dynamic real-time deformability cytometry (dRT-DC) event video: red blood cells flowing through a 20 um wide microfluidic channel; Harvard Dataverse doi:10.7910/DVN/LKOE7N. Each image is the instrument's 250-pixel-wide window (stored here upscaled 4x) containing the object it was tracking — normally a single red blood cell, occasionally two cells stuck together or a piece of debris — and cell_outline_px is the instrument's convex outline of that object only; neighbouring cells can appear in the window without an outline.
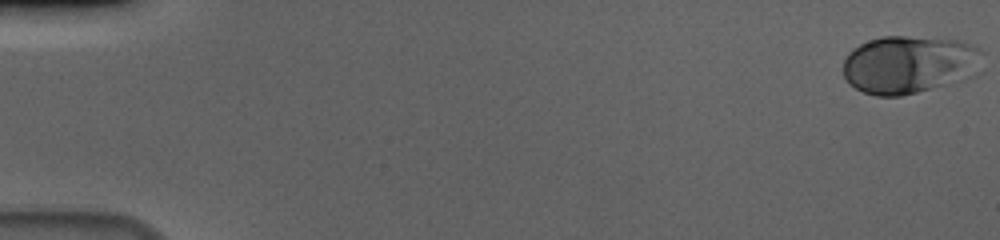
{"species": "human", "species_latin": "Homo sapiens", "temperature_condition": "cold", "stored_images_in_passage": 57, "camera_frame_rate_fps": 3000, "um_per_image_px": 0.085, "donor": {"sex": "male"}, "frame": {"image": 1, "passage_image": 1, "time_ms": 0.0, "image_size_px": [1000, 240], "cell_outline_px": [[984, 52], [972, 76], [960, 80], [916, 92], [900, 96], [876, 96], [864, 92], [856, 88], [844, 76], [844, 60], [848, 52], [852, 48], [868, 40], [880, 36], [908, 36], [960, 40], [976, 44]], "centroid_in_image_um": [77.28, 5.45], "position_along_channel_um": 7.7, "area_um2": 46.99}}
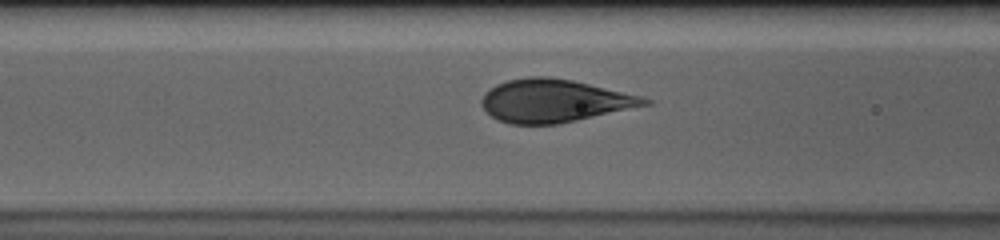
{"frame": {"image": 2, "passage_image": 24, "time_ms": 7.667, "image_size_px": [1000, 240], "cell_outline_px": [[652, 104], [560, 124], [508, 124], [492, 116], [480, 104], [480, 100], [496, 84], [508, 80], [528, 76], [548, 76], [572, 80], [640, 96], [652, 100]], "centroid_in_image_um": [47.11, 8.57], "position_along_channel_um": 119.5, "area_um2": 40.52}}
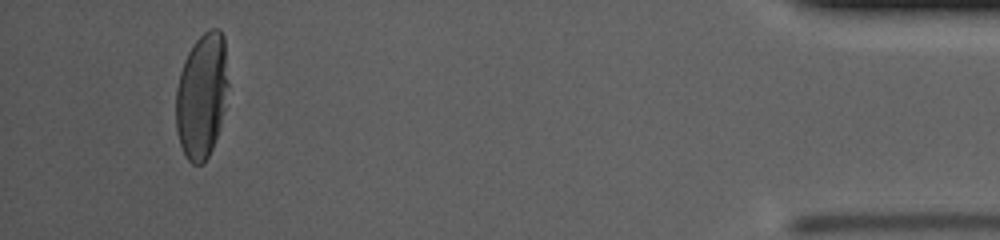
{"frame": {"image": 3, "passage_image": 54, "time_ms": 17.667, "image_size_px": [1000, 240], "cell_outline_px": [[228, 84], [224, 108], [220, 124], [212, 148], [204, 164], [192, 164], [184, 156], [180, 144], [176, 128], [176, 88], [180, 72], [184, 60], [188, 52], [196, 40], [208, 28], [220, 28], [224, 36]], "centroid_in_image_um": [17.14, 8.12], "position_along_channel_um": 418.1, "area_um2": 38.21}, "authors_computed_cell_mechanics": {"area_um2": 42.6564, "velocity_mm_per_s": 3.6366, "shape_relaxation_time_tau1_ms": 3.5262, "shape_relaxation_time_tau2_ms": null, "deformation_change_tau1": 0.1746, "deformation_change_tau2": null}}